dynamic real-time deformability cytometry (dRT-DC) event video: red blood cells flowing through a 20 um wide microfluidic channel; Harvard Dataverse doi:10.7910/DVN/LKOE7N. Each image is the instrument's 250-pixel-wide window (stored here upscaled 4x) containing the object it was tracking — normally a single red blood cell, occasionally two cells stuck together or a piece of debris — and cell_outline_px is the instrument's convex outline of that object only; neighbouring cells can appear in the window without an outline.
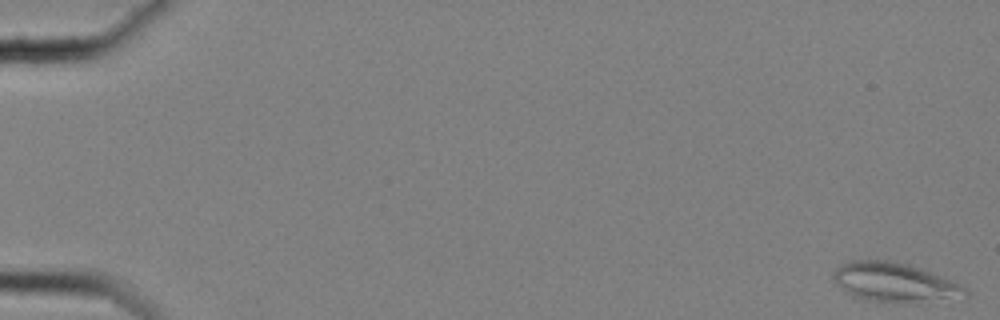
{"species": "common noctule bat (a hibernating species)", "species_latin": "Nyctalus noctula", "temperature_condition": "cold", "stored_images_in_passage": 60, "camera_frame_rate_fps": 3000, "um_per_image_px": 0.085, "animal": {"sex": "female", "body_mass_g": 25.1}, "frame": {"image": 1, "passage_image": 1, "time_ms": 0.0, "image_size_px": [1000, 320], "cell_outline_px": [[968, 296], [964, 300], [912, 304], [908, 304], [864, 300], [840, 288], [836, 284], [832, 276], [832, 272], [840, 264], [852, 260], [896, 260], [932, 272], [960, 284], [968, 292]], "centroid_in_image_um": [76.13, 24.04], "position_along_channel_um": 8.9, "area_um2": 31.27}}
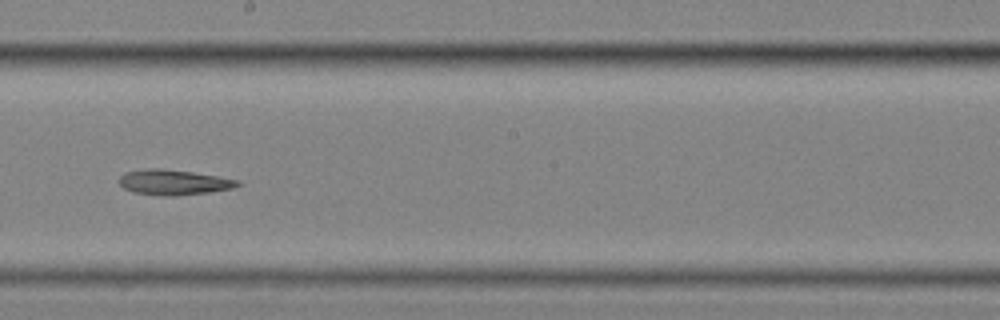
{"frame": {"image": 2, "passage_image": 35, "time_ms": 11.333, "image_size_px": [1000, 320], "cell_outline_px": [[240, 184], [232, 188], [208, 192], [176, 196], [160, 196], [132, 192], [124, 188], [120, 184], [120, 176], [124, 172], [148, 168], [160, 168], [192, 172], [240, 180]], "centroid_in_image_um": [14.72, 15.5], "position_along_channel_um": 233.5, "area_um2": 17.4}}
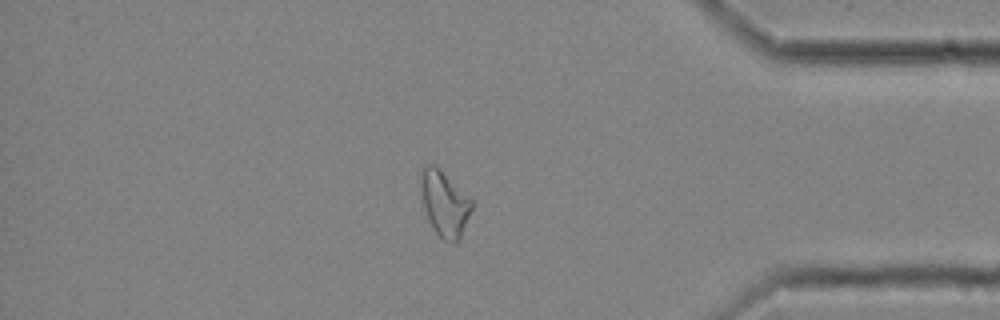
{"frame": {"image": 3, "passage_image": 51, "time_ms": 16.667, "image_size_px": [1000, 320], "cell_outline_px": [[472, 208], [460, 236], [456, 244], [452, 244], [444, 240], [432, 228], [428, 220], [424, 208], [420, 184], [420, 180], [424, 164], [432, 164], [472, 200]], "centroid_in_image_um": [37.76, 17.35], "position_along_channel_um": 397.4, "area_um2": 18.79}}